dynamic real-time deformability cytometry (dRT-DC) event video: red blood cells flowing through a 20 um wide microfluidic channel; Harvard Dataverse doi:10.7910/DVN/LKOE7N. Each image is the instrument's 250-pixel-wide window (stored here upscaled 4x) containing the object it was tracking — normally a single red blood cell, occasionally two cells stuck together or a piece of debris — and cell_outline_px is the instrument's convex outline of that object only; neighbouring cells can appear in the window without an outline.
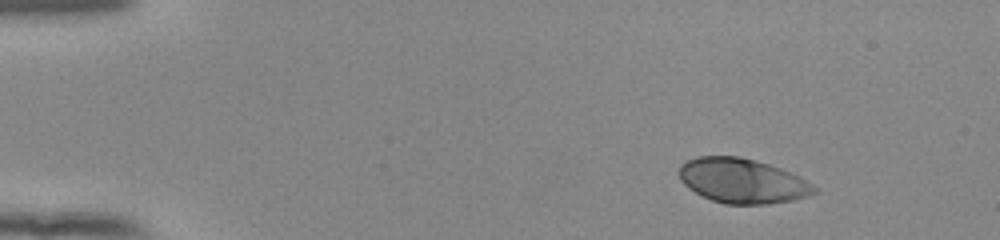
{"species": "human", "species_latin": "Homo sapiens", "temperature_condition": "room temperature", "stored_images_in_passage": 19, "camera_frame_rate_fps": 3000, "um_per_image_px": 0.085, "donor": {"sex": "female"}, "frame": {"image": 1, "passage_image": 1, "time_ms": 0.0, "image_size_px": [1000, 240], "cell_outline_px": [[816, 192], [808, 196], [792, 200], [768, 204], [724, 204], [712, 200], [688, 188], [680, 180], [680, 164], [696, 156], [740, 156], [768, 164], [780, 168], [804, 180], [816, 188]], "centroid_in_image_um": [63.06, 15.37], "position_along_channel_um": 21.9, "area_um2": 34.8}}
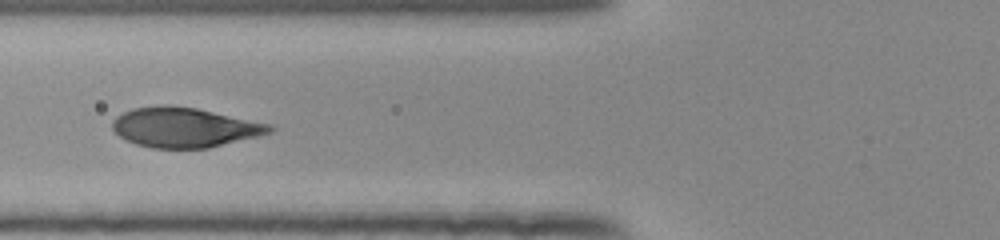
{"frame": {"image": 2, "passage_image": 16, "time_ms": 5.0, "image_size_px": [1000, 240], "cell_outline_px": [[276, 128], [272, 132], [208, 148], [152, 148], [136, 144], [124, 140], [112, 128], [112, 120], [116, 116], [132, 108], [160, 104], [168, 104], [196, 108], [272, 124]], "centroid_in_image_um": [15.65, 10.81], "position_along_channel_um": 110.1, "area_um2": 36.59}}
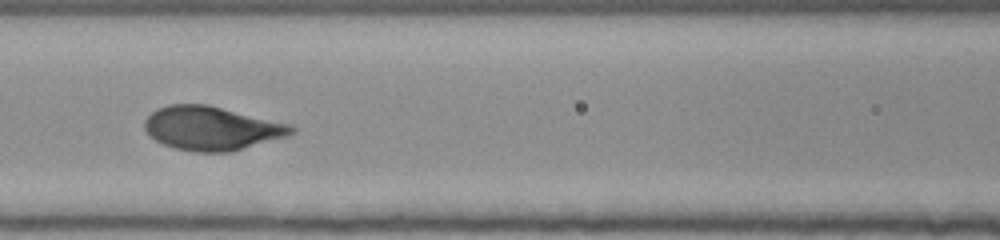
{"frame": {"image": 3, "passage_image": 19, "time_ms": 6.0, "image_size_px": [1000, 240], "cell_outline_px": [[296, 132], [292, 136], [232, 152], [196, 152], [176, 148], [164, 144], [156, 140], [144, 128], [144, 120], [156, 108], [168, 104], [208, 104], [292, 124], [296, 128]], "centroid_in_image_um": [18.08, 10.9], "position_along_channel_um": 148.5, "area_um2": 38.03}}